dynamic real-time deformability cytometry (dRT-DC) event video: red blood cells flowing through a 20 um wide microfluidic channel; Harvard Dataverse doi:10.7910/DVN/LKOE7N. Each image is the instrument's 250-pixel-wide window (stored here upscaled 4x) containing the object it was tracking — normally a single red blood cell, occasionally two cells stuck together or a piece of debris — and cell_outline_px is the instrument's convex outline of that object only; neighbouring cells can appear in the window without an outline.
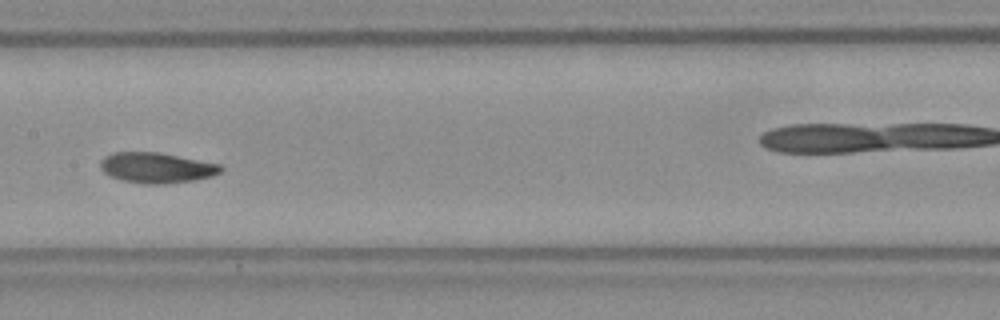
{"species": "Egyptian fruit bat (a non-hibernating species)", "species_latin": "Rousettus aegyptiacus", "temperature_condition": "room temperature", "stored_images_in_passage": 40, "camera_frame_rate_fps": 3000, "um_per_image_px": 0.085, "frame": {"image": 1, "passage_image": 12, "time_ms": 3.667, "image_size_px": [1000, 320], "cell_outline_px": [[224, 168], [220, 172], [212, 176], [192, 180], [164, 184], [144, 184], [120, 180], [104, 172], [100, 168], [100, 160], [104, 156], [112, 152], [156, 152], [220, 164]], "centroid_in_image_um": [13.27, 14.26], "position_along_channel_um": 194.1, "area_um2": 21.27}, "authors_computed_cell_mechanics": {"area_um2": 21.1259, "velocity_mm_per_s": 3.8087, "shape_relaxation_time_tau1_ms": 5.5031, "shape_relaxation_time_tau2_ms": 2.656, "deformation_change_tau1": 0.159, "deformation_change_tau2": 0.0863}}